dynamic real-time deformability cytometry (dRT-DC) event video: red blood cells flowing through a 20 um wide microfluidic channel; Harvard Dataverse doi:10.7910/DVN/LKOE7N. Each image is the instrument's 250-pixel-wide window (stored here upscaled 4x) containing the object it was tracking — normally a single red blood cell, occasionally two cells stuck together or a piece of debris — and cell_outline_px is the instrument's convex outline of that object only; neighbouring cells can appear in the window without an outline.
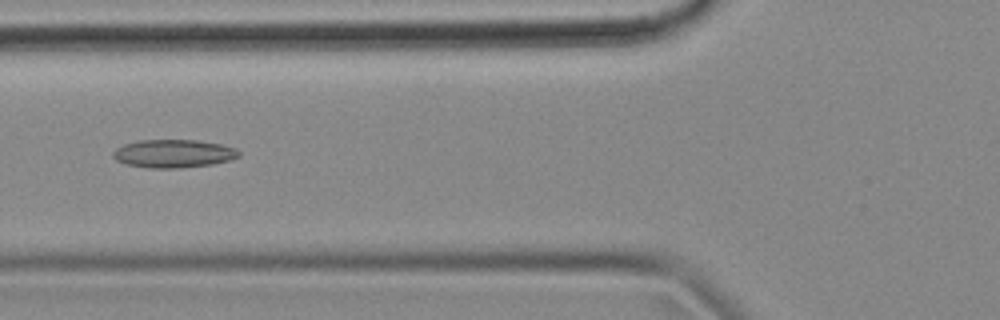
{"species": "common noctule bat (a hibernating species)", "species_latin": "Nyctalus noctula", "temperature_condition": "cold", "stored_images_in_passage": 54, "camera_frame_rate_fps": 3000, "um_per_image_px": 0.085, "animal": {"sex": "female", "body_mass_g": 18.4}, "frame": {"image": 1, "passage_image": 20, "time_ms": 6.333, "image_size_px": [1000, 320], "cell_outline_px": [[240, 156], [228, 160], [212, 164], [180, 168], [148, 168], [128, 164], [116, 160], [112, 156], [112, 152], [116, 148], [124, 144], [140, 140], [200, 140], [220, 144], [236, 148], [240, 152]], "centroid_in_image_um": [14.74, 13.05], "position_along_channel_um": 111.1, "area_um2": 20.63}}
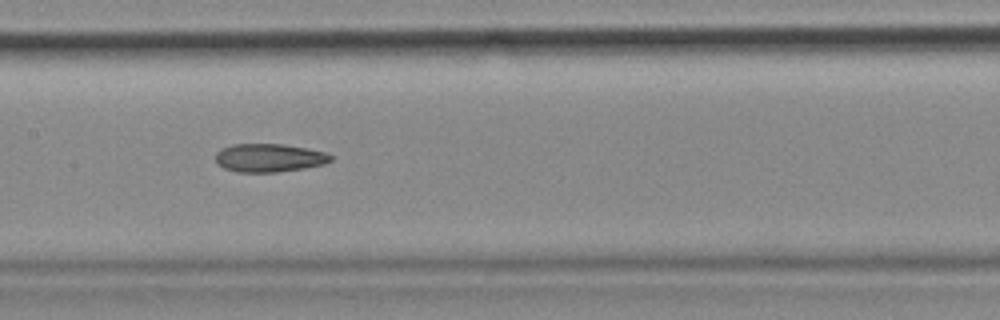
{"frame": {"image": 2, "passage_image": 26, "time_ms": 8.333, "image_size_px": [1000, 320], "cell_outline_px": [[332, 160], [324, 164], [304, 168], [276, 172], [236, 172], [224, 168], [216, 164], [216, 152], [220, 148], [232, 144], [280, 144], [308, 148], [324, 152], [332, 156]], "centroid_in_image_um": [22.84, 13.41], "position_along_channel_um": 184.6, "area_um2": 19.07}}
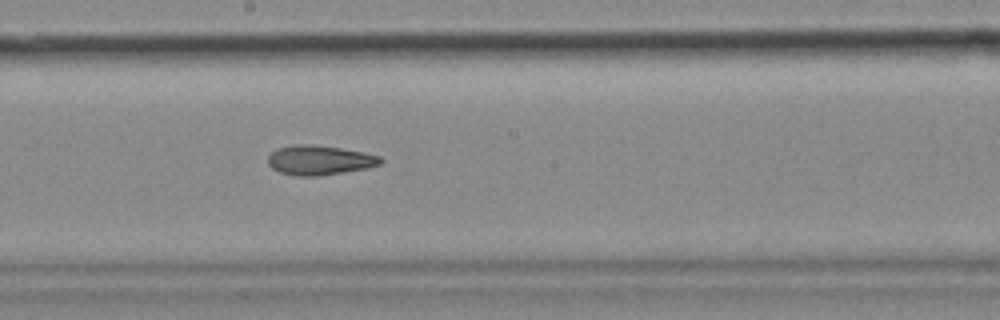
{"frame": {"image": 3, "passage_image": 29, "time_ms": 9.333, "image_size_px": [1000, 320], "cell_outline_px": [[384, 160], [380, 164], [368, 168], [320, 176], [300, 176], [280, 172], [272, 168], [268, 164], [268, 156], [276, 148], [296, 144], [312, 144], [340, 148], [364, 152], [380, 156]], "centroid_in_image_um": [27.17, 13.61], "position_along_channel_um": 221.0, "area_um2": 19.48}, "authors_computed_cell_mechanics": {"area_um2": 20.1722, "velocity_mm_per_s": 3.6716, "shape_relaxation_time_tau1_ms": null, "shape_relaxation_time_tau2_ms": 9.1901, "deformation_change_tau1": null, "deformation_change_tau2": 0.2016}}